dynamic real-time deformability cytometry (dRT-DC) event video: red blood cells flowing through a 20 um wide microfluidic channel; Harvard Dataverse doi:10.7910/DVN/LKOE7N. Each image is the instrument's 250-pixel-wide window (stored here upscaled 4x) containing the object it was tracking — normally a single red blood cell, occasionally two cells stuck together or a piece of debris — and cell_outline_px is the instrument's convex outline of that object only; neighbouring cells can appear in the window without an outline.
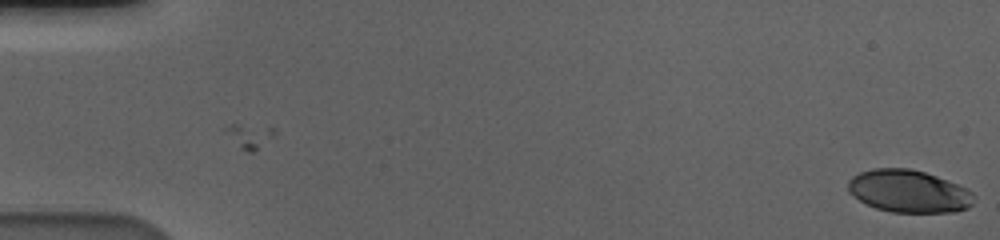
{"species": "human", "species_latin": "Homo sapiens", "temperature_condition": "cold", "stored_images_in_passage": 3, "camera_frame_rate_fps": 3000, "um_per_image_px": 0.085, "donor": {"sex": "male"}, "frame": {"image": 1, "passage_image": 3, "time_ms": 0.667, "image_size_px": [1000, 240], "cell_outline_px": [[972, 204], [968, 208], [952, 212], [892, 212], [876, 208], [860, 200], [848, 192], [848, 180], [852, 176], [860, 172], [872, 168], [912, 168], [936, 176], [956, 184], [972, 192]], "centroid_in_image_um": [77.2, 16.25], "position_along_channel_um": 7.8, "area_um2": 30.92}}